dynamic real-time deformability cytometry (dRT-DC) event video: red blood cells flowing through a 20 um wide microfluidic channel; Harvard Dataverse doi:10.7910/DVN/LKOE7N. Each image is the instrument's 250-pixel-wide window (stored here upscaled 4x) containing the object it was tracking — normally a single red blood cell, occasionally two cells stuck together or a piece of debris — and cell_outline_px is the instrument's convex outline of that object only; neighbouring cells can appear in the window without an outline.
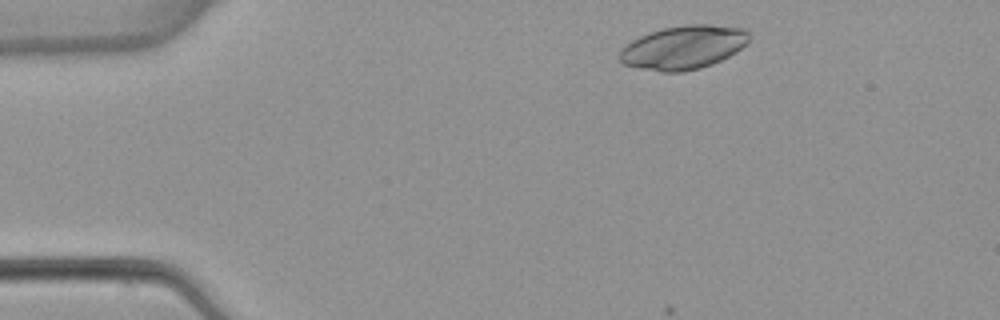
{"species": "common noctule bat (a hibernating species)", "species_latin": "Nyctalus noctula", "temperature_condition": "warm", "stored_images_in_passage": 3, "camera_frame_rate_fps": 3000, "um_per_image_px": 0.085, "animal": {"sex": "female", "body_mass_g": 22.7, "forearm_length_mm": 54.2}, "frame": {"image": 1, "passage_image": 1, "time_ms": 0.0, "image_size_px": [1000, 320], "cell_outline_px": [[752, 36], [736, 52], [712, 64], [700, 68], [684, 72], [660, 72], [636, 68], [620, 64], [616, 60], [620, 52], [632, 40], [640, 36], [664, 28], [684, 24], [712, 24], [748, 28]], "centroid_in_image_um": [58.09, 4.03], "position_along_channel_um": 26.9, "area_um2": 33.35}}